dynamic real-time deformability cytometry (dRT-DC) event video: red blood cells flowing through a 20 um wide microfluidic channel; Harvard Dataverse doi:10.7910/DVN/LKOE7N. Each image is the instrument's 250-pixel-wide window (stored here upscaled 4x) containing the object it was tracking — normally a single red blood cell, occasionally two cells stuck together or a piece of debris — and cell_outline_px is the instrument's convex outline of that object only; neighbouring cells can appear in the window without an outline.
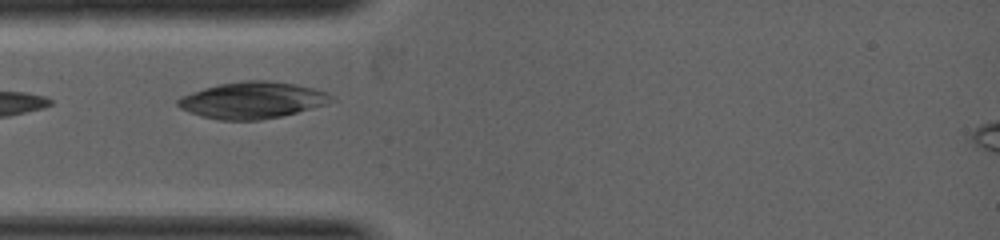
{"species": "common noctule bat (a hibernating species)", "species_latin": "Nyctalus noctula", "temperature_condition": "warm", "stored_images_in_passage": 4, "camera_frame_rate_fps": 5000, "um_per_image_px": 0.085, "animal": {"sex": "female", "body_mass_g": 19.0, "forearm_length_mm": 53.3}, "frame": {"image": 1, "passage_image": 3, "time_ms": 1.4, "image_size_px": [1000, 240], "cell_outline_px": [[336, 100], [328, 104], [280, 116], [260, 120], [220, 120], [200, 116], [188, 112], [180, 108], [176, 104], [176, 100], [180, 96], [204, 88], [220, 84], [248, 80], [268, 80], [296, 84], [328, 92]], "centroid_in_image_um": [21.45, 8.52], "position_along_channel_um": 63.6, "area_um2": 32.77}}
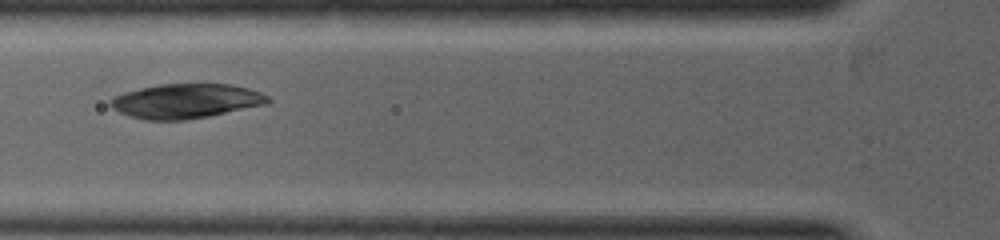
{"frame": {"image": 2, "passage_image": 4, "time_ms": 2.0, "image_size_px": [1000, 240], "cell_outline_px": [[272, 100], [268, 104], [208, 116], [184, 120], [144, 120], [128, 116], [112, 108], [108, 104], [108, 100], [112, 96], [124, 92], [140, 88], [160, 84], [232, 84], [248, 88], [260, 92], [268, 96]], "centroid_in_image_um": [15.78, 8.59], "position_along_channel_um": 110.0, "area_um2": 31.91}}